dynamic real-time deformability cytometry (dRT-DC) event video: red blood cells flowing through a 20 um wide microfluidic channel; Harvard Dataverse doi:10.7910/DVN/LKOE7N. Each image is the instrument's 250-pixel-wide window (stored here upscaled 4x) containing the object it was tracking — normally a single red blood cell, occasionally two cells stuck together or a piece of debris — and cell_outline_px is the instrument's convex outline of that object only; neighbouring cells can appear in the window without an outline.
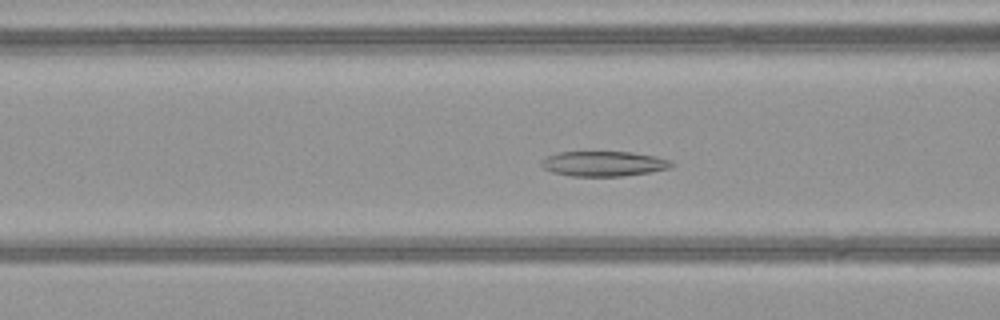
{"species": "common noctule bat (a hibernating species)", "species_latin": "Nyctalus noctula", "temperature_condition": "warm", "stored_images_in_passage": 52, "camera_frame_rate_fps": 3000, "um_per_image_px": 0.085, "animal": {"sex": "female", "body_mass_g": 21.9}, "frame": {"image": 1, "passage_image": 22, "time_ms": 7.0, "image_size_px": [1000, 320], "cell_outline_px": [[676, 164], [672, 168], [652, 172], [624, 176], [572, 176], [552, 172], [544, 168], [540, 164], [540, 160], [556, 152], [632, 152], [656, 156], [672, 160]], "centroid_in_image_um": [51.37, 13.91], "position_along_channel_um": 115.2, "area_um2": 19.31}}
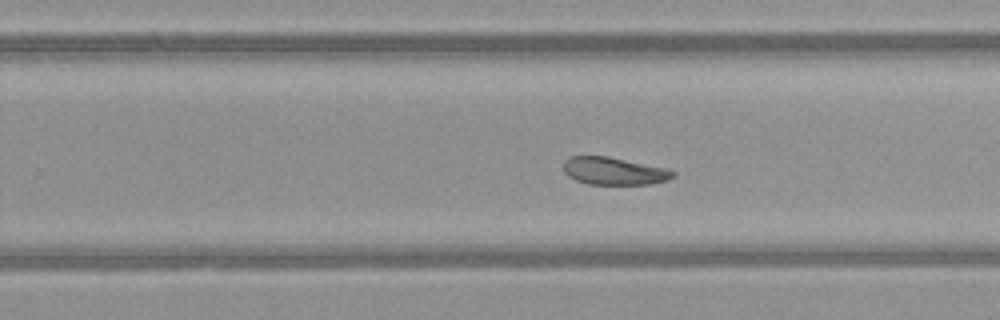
{"frame": {"image": 2, "passage_image": 34, "time_ms": 11.0, "image_size_px": [1000, 320], "cell_outline_px": [[676, 176], [668, 180], [652, 184], [588, 184], [576, 180], [568, 176], [564, 172], [564, 160], [568, 156], [608, 156], [668, 168], [676, 172]], "centroid_in_image_um": [52.22, 14.53], "position_along_channel_um": 277.6, "area_um2": 17.8}}
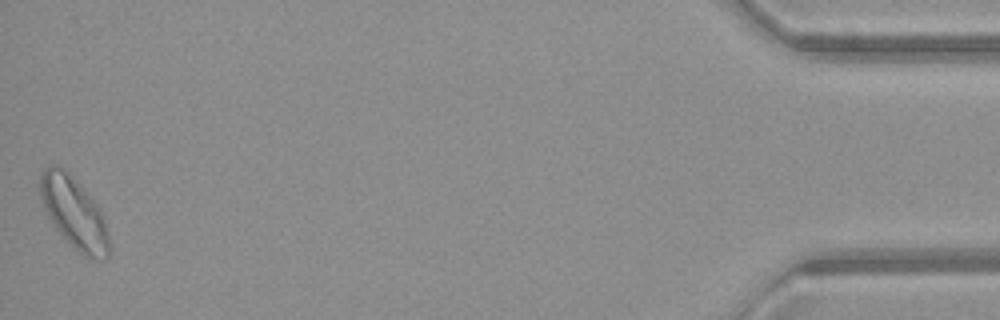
{"frame": {"image": 3, "passage_image": 52, "time_ms": 17.0, "image_size_px": [1000, 320], "cell_outline_px": [[112, 248], [108, 256], [104, 260], [92, 260], [84, 256], [56, 228], [48, 216], [40, 200], [40, 172], [48, 164], [56, 164], [68, 172], [72, 176], [96, 204], [104, 216]], "centroid_in_image_um": [6.31, 18.1], "position_along_channel_um": 428.9, "area_um2": 28.73}, "authors_computed_cell_mechanics": {"area_um2": 22.0218, "velocity_mm_per_s": 4.064, "shape_relaxation_time_tau1_ms": 9.0298, "shape_relaxation_time_tau2_ms": 4.5238, "deformation_change_tau1": 0.1738, "deformation_change_tau2": 0.0959}}